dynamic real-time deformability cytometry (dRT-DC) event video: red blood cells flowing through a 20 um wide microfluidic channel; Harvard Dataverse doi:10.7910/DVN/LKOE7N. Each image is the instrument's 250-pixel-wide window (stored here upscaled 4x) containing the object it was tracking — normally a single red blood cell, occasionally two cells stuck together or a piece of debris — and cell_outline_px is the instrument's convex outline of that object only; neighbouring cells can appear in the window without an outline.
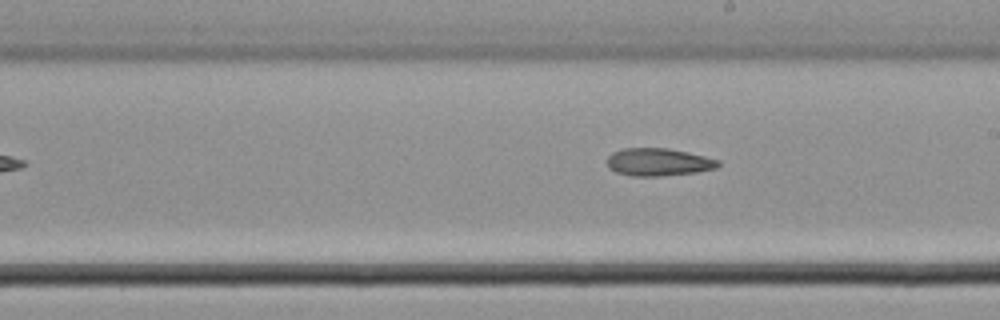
{"species": "common noctule bat (a hibernating species)", "species_latin": "Nyctalus noctula", "temperature_condition": "cold", "stored_images_in_passage": 9, "camera_frame_rate_fps": 3000, "um_per_image_px": 0.085, "animal": {"sex": "male", "body_mass_g": 21.5, "forearm_length_mm": 52.0}, "frame": {"image": 1, "passage_image": 9, "time_ms": 2.667, "image_size_px": [1000, 320], "cell_outline_px": [[720, 164], [716, 168], [696, 172], [660, 176], [632, 176], [616, 172], [608, 168], [608, 156], [612, 152], [624, 148], [668, 148], [688, 152], [720, 160]], "centroid_in_image_um": [55.96, 13.77], "position_along_channel_um": 233.0, "area_um2": 17.92}}